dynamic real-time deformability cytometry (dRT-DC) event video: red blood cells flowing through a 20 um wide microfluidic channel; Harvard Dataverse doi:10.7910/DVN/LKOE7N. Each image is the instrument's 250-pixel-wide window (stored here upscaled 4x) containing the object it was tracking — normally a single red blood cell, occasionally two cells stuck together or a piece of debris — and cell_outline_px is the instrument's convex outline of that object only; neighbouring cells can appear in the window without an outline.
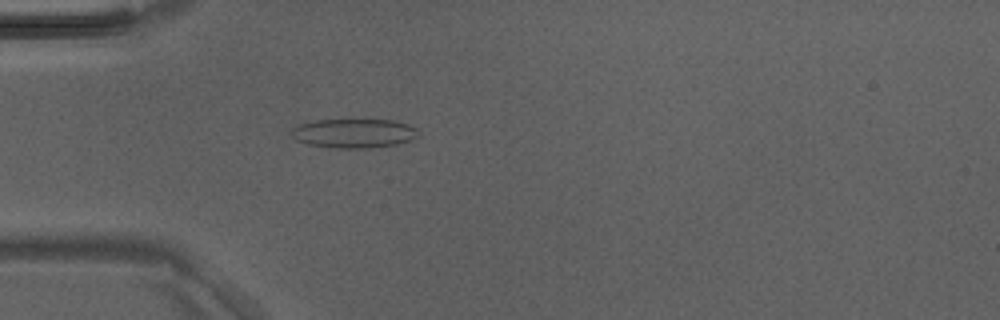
{"species": "Egyptian fruit bat (a non-hibernating species)", "species_latin": "Rousettus aegyptiacus", "temperature_condition": "room temperature", "stored_images_in_passage": 2, "camera_frame_rate_fps": 3000, "um_per_image_px": 0.085, "animal": {"sex": "male"}, "frame": {"image": 1, "passage_image": 2, "time_ms": 0.333, "image_size_px": [1000, 320], "cell_outline_px": [[420, 136], [396, 144], [368, 148], [332, 148], [308, 144], [296, 140], [292, 136], [292, 128], [300, 124], [316, 120], [368, 116], [392, 120], [408, 124], [420, 128]], "centroid_in_image_um": [30.14, 11.27], "position_along_channel_um": 54.9, "area_um2": 22.72}}